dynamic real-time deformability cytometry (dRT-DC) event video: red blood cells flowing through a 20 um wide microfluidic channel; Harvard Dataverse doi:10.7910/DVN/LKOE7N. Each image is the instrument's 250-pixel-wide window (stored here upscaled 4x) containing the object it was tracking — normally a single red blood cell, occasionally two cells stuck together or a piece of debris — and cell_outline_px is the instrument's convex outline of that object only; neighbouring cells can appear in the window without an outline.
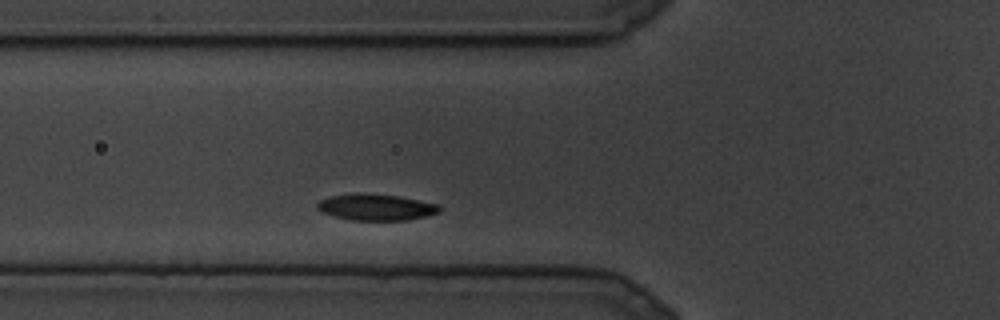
{"species": "common noctule bat (a hibernating species)", "species_latin": "Nyctalus noctula", "temperature_condition": "cold", "stored_images_in_passage": 6, "camera_frame_rate_fps": 3000, "um_per_image_px": 0.085, "animal": {"sex": "male", "body_mass_g": 19.5, "forearm_length_mm": 54.6}, "frame": {"image": 1, "passage_image": 2, "time_ms": 0.333, "image_size_px": [1000, 320], "cell_outline_px": [[444, 208], [440, 212], [408, 220], [352, 220], [336, 216], [324, 212], [316, 208], [316, 204], [320, 200], [332, 196], [400, 196], [440, 204]], "centroid_in_image_um": [32.09, 17.65], "position_along_channel_um": 93.7, "area_um2": 17.86}}
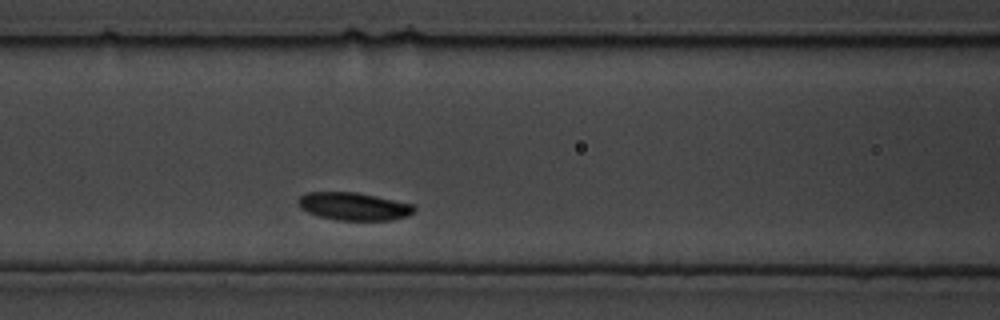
{"frame": {"image": 2, "passage_image": 4, "time_ms": 1.0, "image_size_px": [1000, 320], "cell_outline_px": [[416, 208], [408, 216], [392, 220], [336, 220], [320, 216], [308, 212], [300, 208], [296, 200], [300, 196], [308, 192], [356, 192], [376, 196], [412, 204]], "centroid_in_image_um": [30.05, 17.54], "position_along_channel_um": 136.6, "area_um2": 18.73}}
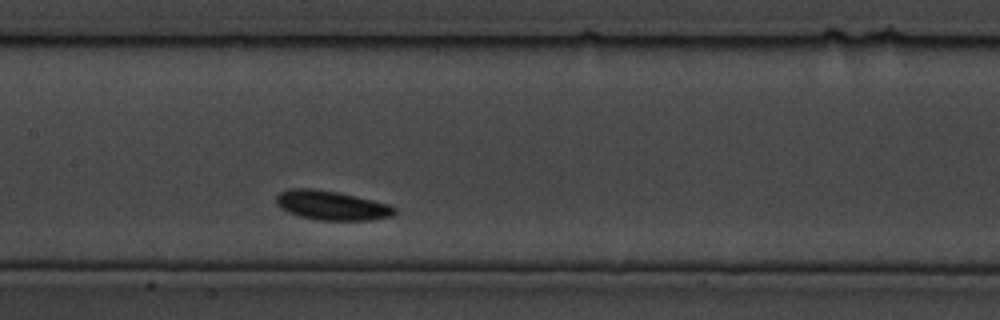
{"frame": {"image": 3, "passage_image": 6, "time_ms": 1.667, "image_size_px": [1000, 320], "cell_outline_px": [[396, 212], [392, 216], [372, 220], [316, 220], [300, 216], [288, 212], [280, 208], [276, 204], [276, 196], [280, 192], [288, 188], [312, 188], [336, 192], [356, 196], [388, 204], [396, 208]], "centroid_in_image_um": [28.16, 17.46], "position_along_channel_um": 179.2, "area_um2": 20.23}}